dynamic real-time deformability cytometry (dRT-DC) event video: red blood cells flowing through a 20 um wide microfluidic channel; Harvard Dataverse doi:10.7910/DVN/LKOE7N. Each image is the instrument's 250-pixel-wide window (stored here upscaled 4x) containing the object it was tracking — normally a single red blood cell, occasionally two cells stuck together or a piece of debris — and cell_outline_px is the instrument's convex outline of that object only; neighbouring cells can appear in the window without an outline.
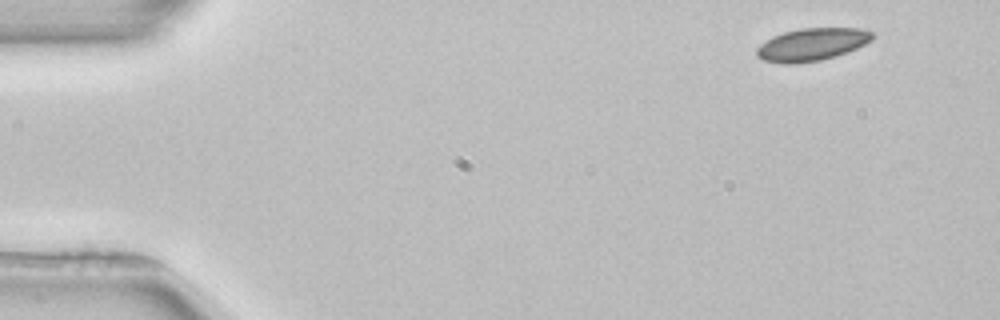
{"species": "common noctule bat (a hibernating species)", "species_latin": "Nyctalus noctula", "temperature_condition": "room temperature", "stored_images_in_passage": 49, "camera_frame_rate_fps": 3000, "um_per_image_px": 0.085, "animal": {"sex": "female", "body_mass_g": 22.7, "forearm_length_mm": 54.2}, "frame": {"image": 1, "passage_image": 1, "time_ms": 0.0, "image_size_px": [1000, 320], "cell_outline_px": [[876, 36], [872, 40], [856, 48], [836, 56], [820, 60], [796, 64], [784, 64], [764, 60], [756, 56], [756, 48], [760, 44], [772, 36], [784, 32], [800, 28], [860, 28], [872, 32]], "centroid_in_image_um": [69.0, 3.78], "position_along_channel_um": 16.0, "area_um2": 22.08}}
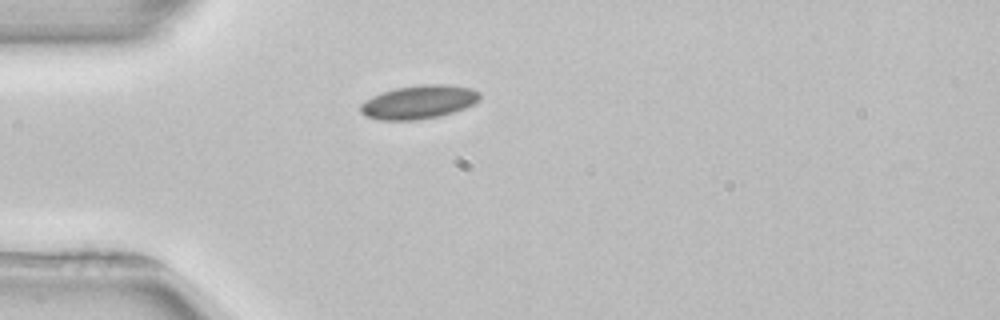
{"frame": {"image": 2, "passage_image": 11, "time_ms": 3.333, "image_size_px": [1000, 320], "cell_outline_px": [[480, 100], [464, 108], [440, 116], [416, 120], [380, 120], [364, 116], [360, 112], [360, 104], [364, 100], [372, 96], [396, 88], [420, 84], [448, 84], [472, 88], [480, 92]], "centroid_in_image_um": [35.59, 8.67], "position_along_channel_um": 49.4, "area_um2": 23.47}}
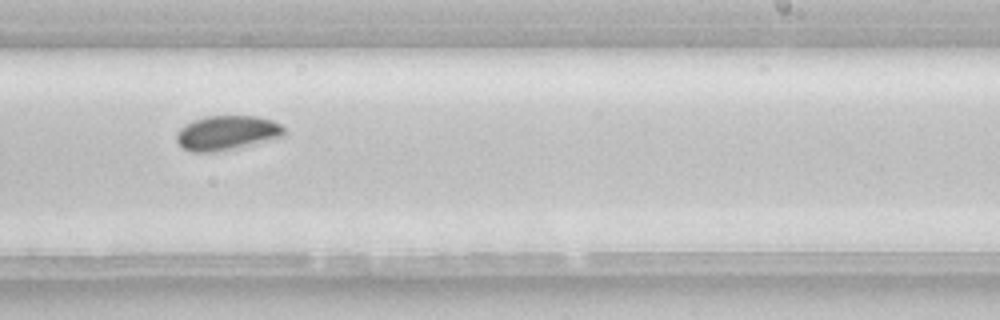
{"frame": {"image": 3, "passage_image": 29, "time_ms": 9.333, "image_size_px": [1000, 320], "cell_outline_px": [[284, 136], [252, 144], [216, 152], [192, 152], [184, 148], [176, 140], [176, 132], [180, 128], [192, 120], [204, 116], [256, 116], [272, 120], [280, 124], [284, 128]], "centroid_in_image_um": [19.26, 11.28], "position_along_channel_um": 269.7, "area_um2": 21.56}, "authors_computed_cell_mechanics": {"area_um2": 21.9062, "velocity_mm_per_s": 3.9012, "shape_relaxation_time_tau1_ms": 1.8623, "shape_relaxation_time_tau2_ms": null, "deformation_change_tau1": 0.0502, "deformation_change_tau2": null}}